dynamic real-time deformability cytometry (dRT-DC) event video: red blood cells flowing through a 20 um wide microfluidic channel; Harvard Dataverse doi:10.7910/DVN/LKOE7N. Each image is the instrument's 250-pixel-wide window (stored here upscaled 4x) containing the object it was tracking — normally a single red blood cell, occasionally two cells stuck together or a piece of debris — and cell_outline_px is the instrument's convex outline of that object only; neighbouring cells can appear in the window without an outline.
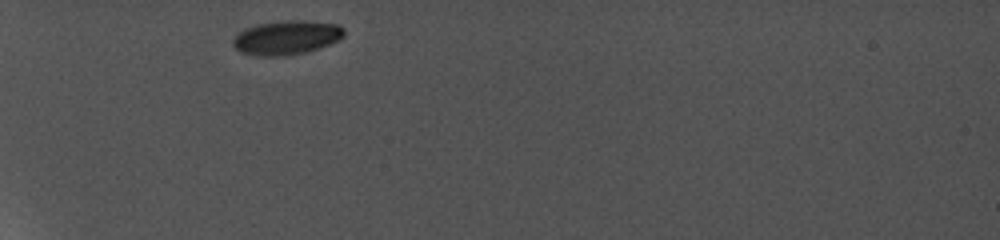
{"species": "common noctule bat (a hibernating species)", "species_latin": "Nyctalus noctula", "temperature_condition": "cold", "stored_images_in_passage": 3, "camera_frame_rate_fps": 5000, "um_per_image_px": 0.085, "animal": {"sex": "female", "body_mass_g": 19.0, "forearm_length_mm": 56.7}, "frame": {"image": 1, "passage_image": 1, "time_ms": 0.0, "image_size_px": [1000, 240], "cell_outline_px": [[344, 36], [340, 40], [320, 48], [304, 52], [284, 56], [256, 56], [240, 52], [232, 44], [232, 40], [240, 32], [248, 28], [260, 24], [284, 20], [304, 20], [336, 24], [344, 28]], "centroid_in_image_um": [24.38, 3.2], "position_along_channel_um": 60.6, "area_um2": 22.02}}
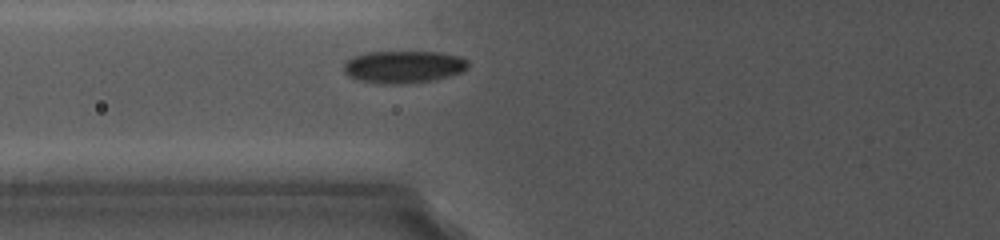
{"frame": {"image": 2, "passage_image": 3, "time_ms": 1.6, "image_size_px": [1000, 240], "cell_outline_px": [[468, 68], [464, 72], [448, 76], [428, 80], [400, 84], [384, 84], [360, 80], [348, 76], [344, 72], [344, 64], [352, 56], [364, 52], [440, 52], [460, 56], [468, 60]], "centroid_in_image_um": [34.3, 5.66], "position_along_channel_um": 91.5, "area_um2": 23.41}}